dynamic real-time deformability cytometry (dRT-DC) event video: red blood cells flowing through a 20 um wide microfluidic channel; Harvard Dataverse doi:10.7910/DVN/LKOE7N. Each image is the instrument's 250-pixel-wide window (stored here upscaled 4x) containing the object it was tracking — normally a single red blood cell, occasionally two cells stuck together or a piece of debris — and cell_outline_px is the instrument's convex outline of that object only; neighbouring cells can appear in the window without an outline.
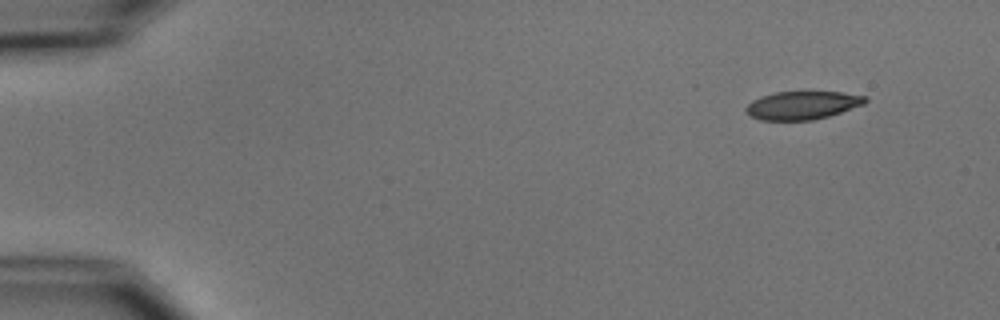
{"species": "common noctule bat (a hibernating species)", "species_latin": "Nyctalus noctula", "temperature_condition": "cold", "stored_images_in_passage": 9, "camera_frame_rate_fps": 3000, "um_per_image_px": 0.085, "animal": {"sex": "male", "body_mass_g": 15.6}, "frame": {"image": 1, "passage_image": 1, "time_ms": 0.0, "image_size_px": [1000, 320], "cell_outline_px": [[868, 100], [864, 104], [828, 116], [812, 120], [760, 120], [752, 116], [744, 108], [752, 100], [760, 96], [776, 92], [840, 92], [868, 96]], "centroid_in_image_um": [68.21, 8.94], "position_along_channel_um": 16.8, "area_um2": 19.48}}
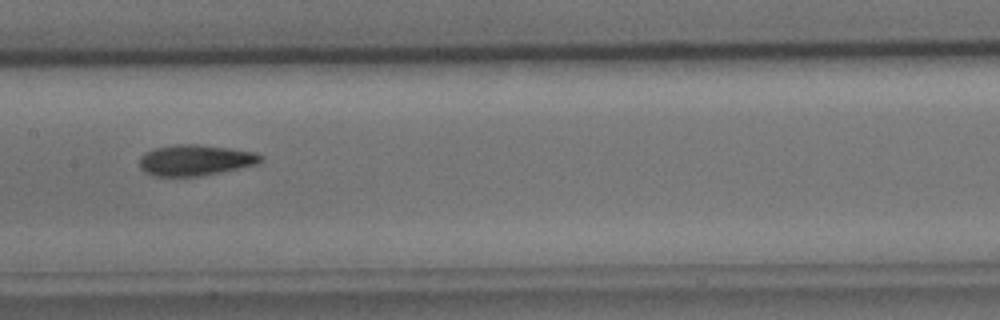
{"frame": {"image": 2, "passage_image": 7, "time_ms": 7.667, "image_size_px": [1000, 320], "cell_outline_px": [[264, 160], [256, 164], [220, 172], [200, 176], [152, 176], [144, 172], [140, 168], [140, 156], [144, 152], [156, 148], [176, 144], [196, 144], [232, 148], [256, 152], [264, 156]], "centroid_in_image_um": [16.6, 13.61], "position_along_channel_um": 190.8, "area_um2": 21.96}}
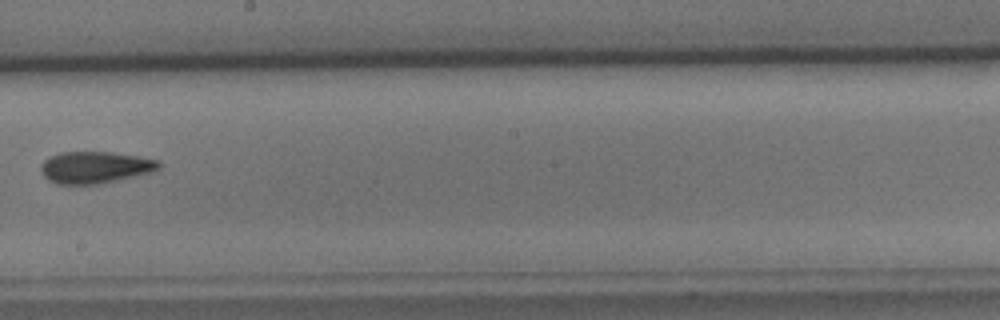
{"frame": {"image": 3, "passage_image": 8, "time_ms": 9.0, "image_size_px": [1000, 320], "cell_outline_px": [[160, 168], [148, 172], [116, 180], [96, 184], [56, 184], [48, 180], [44, 176], [40, 168], [40, 164], [48, 156], [60, 152], [112, 152], [160, 160]], "centroid_in_image_um": [8.02, 14.21], "position_along_channel_um": 240.2, "area_um2": 21.73}}